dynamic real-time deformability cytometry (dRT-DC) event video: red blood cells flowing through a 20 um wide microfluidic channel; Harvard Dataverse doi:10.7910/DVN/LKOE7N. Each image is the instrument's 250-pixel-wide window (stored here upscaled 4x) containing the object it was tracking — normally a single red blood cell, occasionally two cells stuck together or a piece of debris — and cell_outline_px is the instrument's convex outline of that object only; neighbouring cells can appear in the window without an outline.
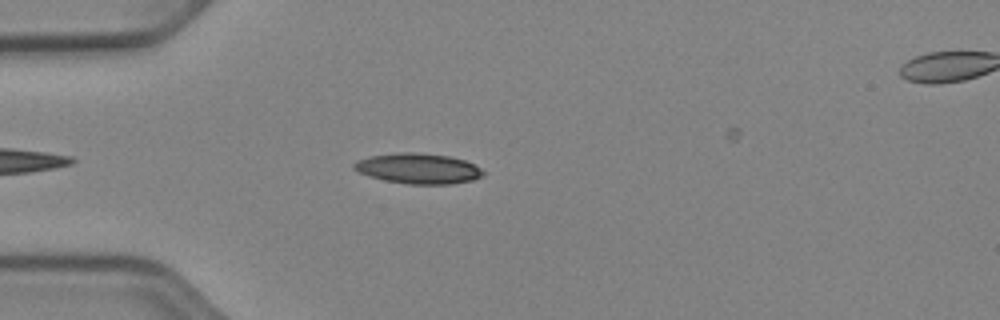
{"species": "Egyptian fruit bat (a non-hibernating species)", "species_latin": "Rousettus aegyptiacus", "temperature_condition": "cold", "stored_images_in_passage": 38, "camera_frame_rate_fps": 3000, "um_per_image_px": 0.085, "animal": {"sex": "female"}, "frame": {"image": 1, "passage_image": 6, "time_ms": 1.667, "image_size_px": [1000, 320], "cell_outline_px": [[484, 176], [472, 180], [452, 184], [408, 184], [384, 180], [360, 172], [352, 168], [352, 164], [356, 160], [372, 156], [396, 152], [412, 152], [448, 156], [464, 160], [480, 168], [484, 172]], "centroid_in_image_um": [35.55, 14.32], "position_along_channel_um": 49.5, "area_um2": 22.72}}
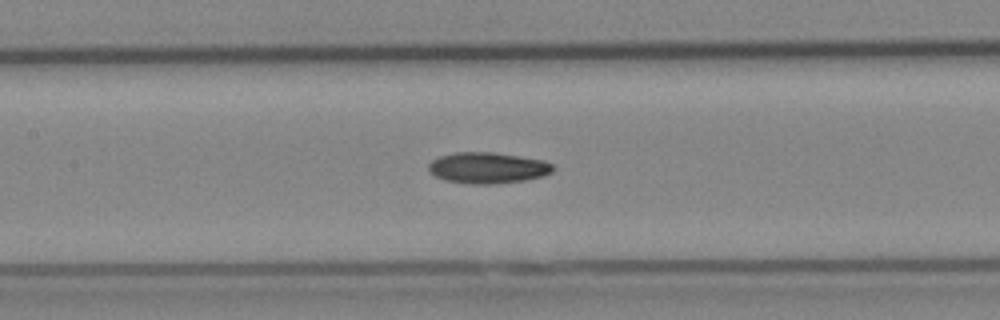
{"frame": {"image": 2, "passage_image": 16, "time_ms": 5.0, "image_size_px": [1000, 320], "cell_outline_px": [[556, 168], [552, 172], [544, 176], [524, 180], [492, 184], [472, 184], [444, 180], [428, 172], [428, 164], [432, 160], [440, 156], [456, 152], [492, 152], [520, 156], [544, 160], [552, 164]], "centroid_in_image_um": [41.46, 14.26], "position_along_channel_um": 165.9, "area_um2": 22.66}}
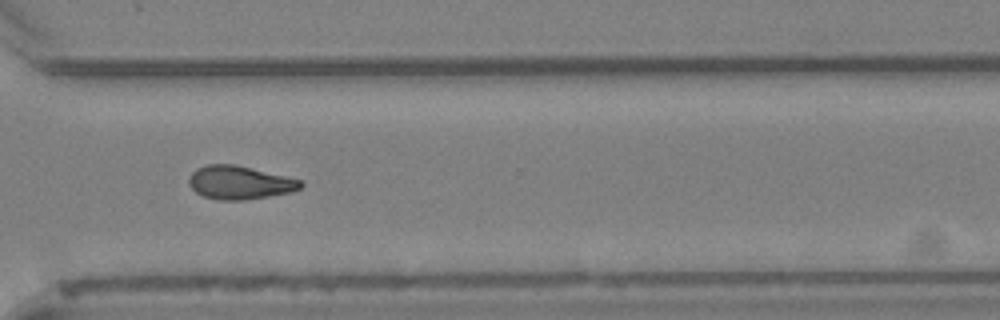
{"frame": {"image": 3, "passage_image": 30, "time_ms": 9.667, "image_size_px": [1000, 320], "cell_outline_px": [[304, 184], [300, 188], [292, 192], [244, 200], [220, 200], [204, 196], [196, 192], [188, 184], [188, 176], [196, 168], [208, 164], [232, 164], [252, 168], [304, 180]], "centroid_in_image_um": [20.38, 15.51], "position_along_channel_um": 350.2, "area_um2": 21.85}}